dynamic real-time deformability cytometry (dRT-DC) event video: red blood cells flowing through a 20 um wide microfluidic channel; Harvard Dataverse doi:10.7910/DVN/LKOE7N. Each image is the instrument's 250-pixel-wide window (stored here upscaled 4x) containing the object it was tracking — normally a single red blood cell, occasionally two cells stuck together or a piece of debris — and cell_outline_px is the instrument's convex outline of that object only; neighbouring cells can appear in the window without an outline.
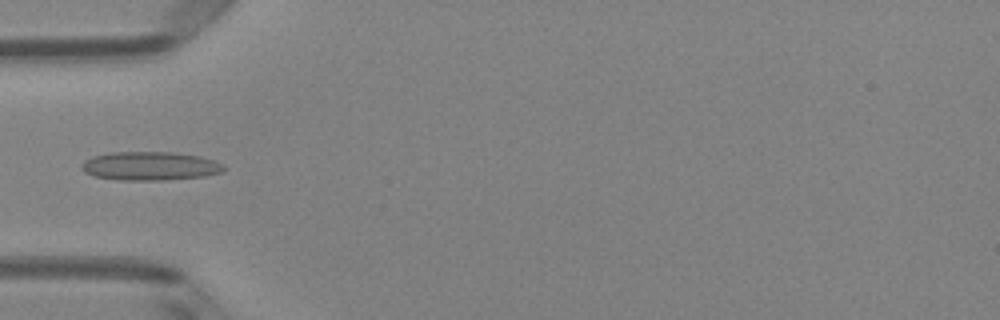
{"species": "Egyptian fruit bat (a non-hibernating species)", "species_latin": "Rousettus aegyptiacus", "temperature_condition": "room temperature", "stored_images_in_passage": 6, "camera_frame_rate_fps": 3000, "um_per_image_px": 0.085, "animal": {"sex": "female"}, "frame": {"image": 1, "passage_image": 5, "time_ms": 1.333, "image_size_px": [1000, 320], "cell_outline_px": [[224, 172], [204, 176], [164, 180], [120, 180], [96, 176], [84, 172], [80, 168], [84, 160], [92, 156], [112, 152], [176, 152], [200, 156], [216, 160], [224, 164]], "centroid_in_image_um": [12.78, 14.1], "position_along_channel_um": 72.2, "area_um2": 23.93}}
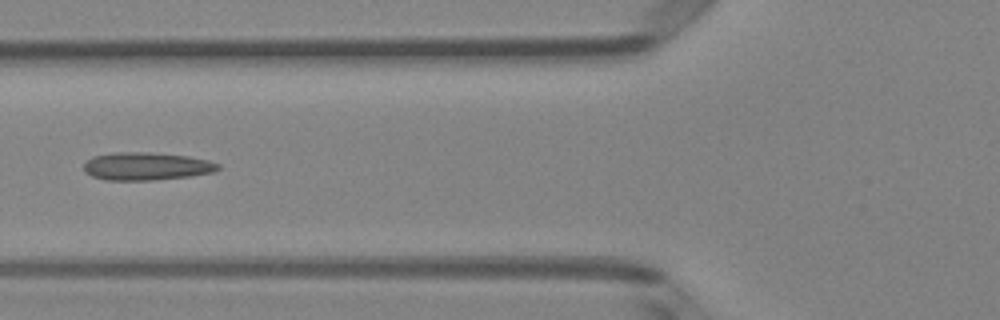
{"frame": {"image": 2, "passage_image": 6, "time_ms": 1.667, "image_size_px": [1000, 320], "cell_outline_px": [[220, 168], [212, 172], [192, 176], [152, 180], [104, 180], [92, 176], [84, 172], [84, 164], [92, 156], [112, 152], [148, 152], [188, 156], [208, 160], [220, 164]], "centroid_in_image_um": [12.43, 14.13], "position_along_channel_um": 113.4, "area_um2": 21.91}}